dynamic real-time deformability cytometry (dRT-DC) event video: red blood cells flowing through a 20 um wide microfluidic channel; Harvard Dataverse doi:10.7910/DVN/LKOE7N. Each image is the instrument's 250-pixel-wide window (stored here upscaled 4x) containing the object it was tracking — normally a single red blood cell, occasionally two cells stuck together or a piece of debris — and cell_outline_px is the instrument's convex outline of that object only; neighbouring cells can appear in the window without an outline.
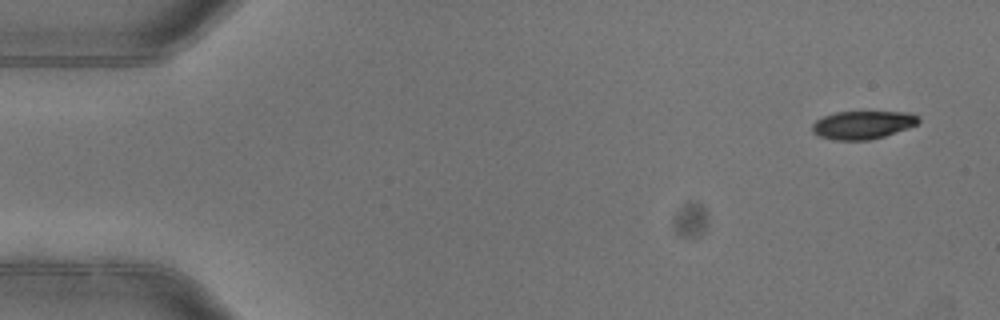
{"species": "common noctule bat (a hibernating species)", "species_latin": "Nyctalus noctula", "temperature_condition": "warm", "stored_images_in_passage": 4, "camera_frame_rate_fps": 3000, "um_per_image_px": 0.085, "animal": {"sex": "female"}, "frame": {"image": 1, "passage_image": 1, "time_ms": 0.0, "image_size_px": [1000, 320], "cell_outline_px": [[920, 120], [916, 124], [908, 128], [884, 136], [868, 140], [836, 140], [820, 136], [812, 132], [812, 124], [816, 120], [824, 116], [836, 112], [912, 112], [920, 116]], "centroid_in_image_um": [73.35, 10.61], "position_along_channel_um": 11.6, "area_um2": 17.4}}
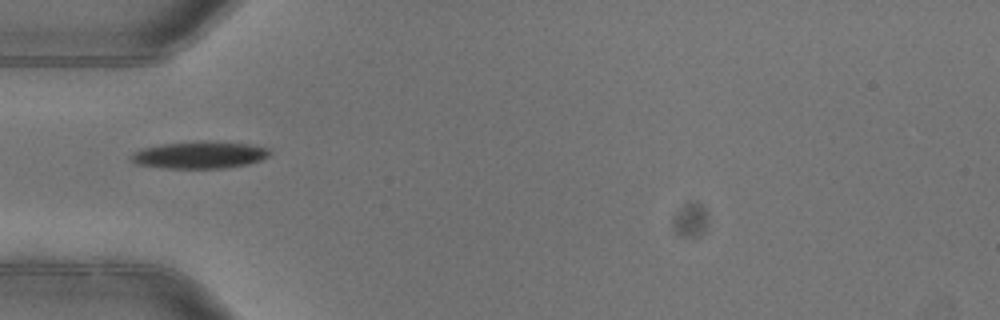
{"frame": {"image": 2, "passage_image": 4, "time_ms": 1.0, "image_size_px": [1000, 320], "cell_outline_px": [[272, 152], [268, 156], [260, 160], [248, 164], [224, 168], [168, 168], [136, 164], [132, 160], [132, 152], [144, 148], [164, 144], [208, 140], [212, 140], [248, 144], [268, 148]], "centroid_in_image_um": [17.01, 13.16], "position_along_channel_um": 68.0, "area_um2": 21.79}}